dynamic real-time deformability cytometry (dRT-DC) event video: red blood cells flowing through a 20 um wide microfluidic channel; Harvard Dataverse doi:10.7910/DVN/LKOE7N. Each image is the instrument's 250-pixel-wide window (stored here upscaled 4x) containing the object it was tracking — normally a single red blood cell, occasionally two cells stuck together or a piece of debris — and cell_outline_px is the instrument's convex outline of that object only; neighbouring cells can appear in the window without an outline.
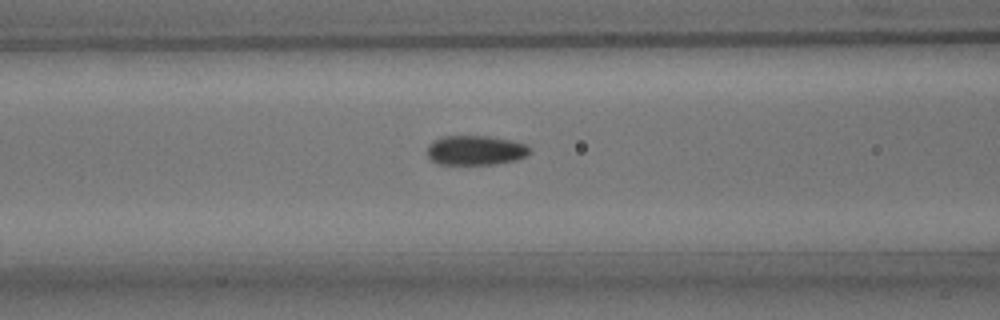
{"species": "common noctule bat (a hibernating species)", "species_latin": "Nyctalus noctula", "temperature_condition": "room temperature", "stored_images_in_passage": 34, "camera_frame_rate_fps": 3000, "um_per_image_px": 0.085, "animal": {"sex": "male", "body_mass_g": 15.6}, "frame": {"image": 1, "passage_image": 8, "time_ms": 2.333, "image_size_px": [1000, 320], "cell_outline_px": [[528, 152], [524, 156], [516, 160], [496, 164], [436, 164], [428, 156], [428, 144], [432, 140], [440, 136], [488, 136], [508, 140], [524, 144], [528, 148]], "centroid_in_image_um": [40.33, 12.77], "position_along_channel_um": 126.3, "area_um2": 17.51}}
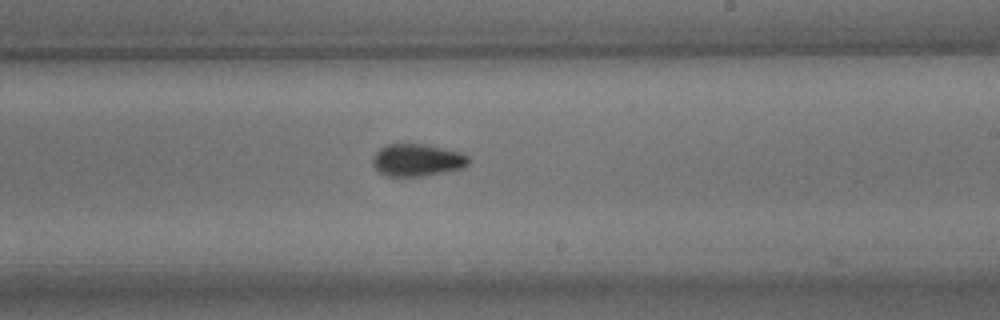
{"frame": {"image": 2, "passage_image": 18, "time_ms": 5.667, "image_size_px": [1000, 320], "cell_outline_px": [[468, 164], [464, 168], [444, 172], [420, 176], [384, 176], [372, 164], [372, 156], [380, 148], [388, 144], [424, 144], [460, 152], [468, 156]], "centroid_in_image_um": [35.43, 13.61], "position_along_channel_um": 253.6, "area_um2": 17.98}}
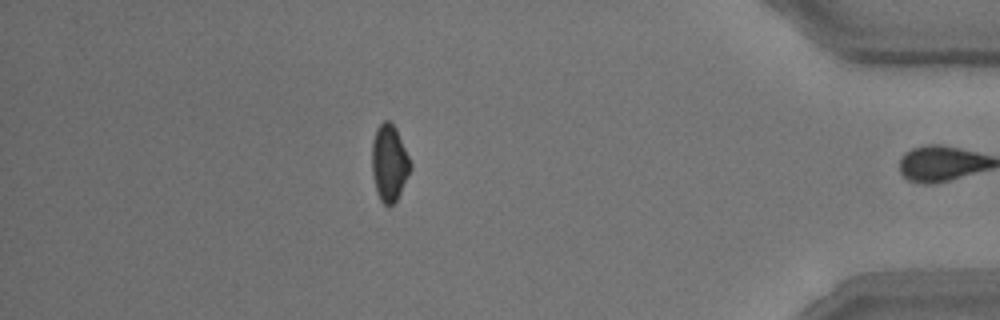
{"frame": {"image": 3, "passage_image": 33, "time_ms": 10.667, "image_size_px": [1000, 320], "cell_outline_px": [[412, 168], [396, 200], [392, 204], [384, 204], [380, 200], [376, 192], [372, 176], [372, 140], [376, 128], [384, 120], [388, 120], [396, 128], [412, 164]], "centroid_in_image_um": [33.07, 13.83], "position_along_channel_um": 402.1, "area_um2": 17.17}, "authors_computed_cell_mechanics": {"area_um2": 17.7735, "velocity_mm_per_s": 3.82, "shape_relaxation_time_tau1_ms": null, "shape_relaxation_time_tau2_ms": 11.2272, "deformation_change_tau1": null, "deformation_change_tau2": 0.1513}}